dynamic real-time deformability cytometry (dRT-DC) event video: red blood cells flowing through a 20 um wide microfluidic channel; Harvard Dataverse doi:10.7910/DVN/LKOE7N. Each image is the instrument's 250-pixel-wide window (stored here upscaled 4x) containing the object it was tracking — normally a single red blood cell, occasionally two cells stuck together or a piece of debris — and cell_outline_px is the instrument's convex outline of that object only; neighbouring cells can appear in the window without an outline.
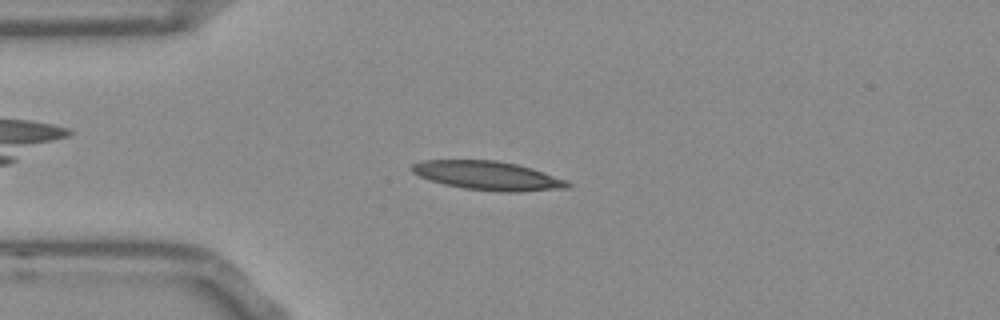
{"species": "Egyptian fruit bat (a non-hibernating species)", "species_latin": "Rousettus aegyptiacus", "temperature_condition": "room temperature", "stored_images_in_passage": 43, "camera_frame_rate_fps": 3000, "um_per_image_px": 0.085, "frame": {"image": 1, "passage_image": 3, "time_ms": 0.667, "image_size_px": [1000, 320], "cell_outline_px": [[572, 184], [568, 188], [520, 192], [500, 192], [464, 188], [444, 184], [420, 176], [412, 172], [408, 168], [412, 164], [420, 160], [496, 160], [516, 164], [532, 168], [564, 180]], "centroid_in_image_um": [41.43, 14.92], "position_along_channel_um": 43.6, "area_um2": 26.13}}
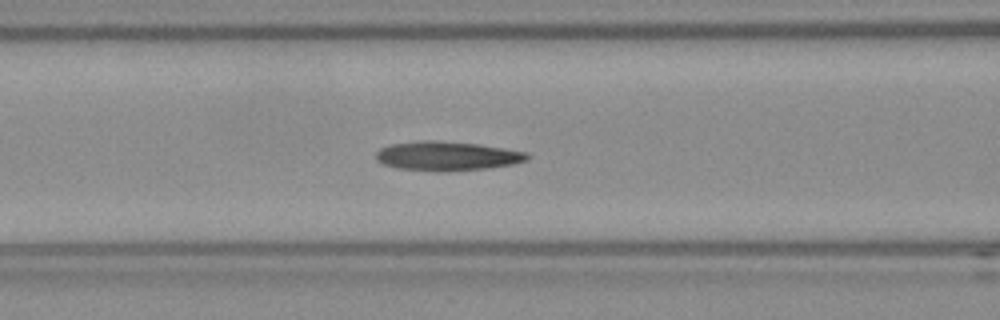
{"frame": {"image": 2, "passage_image": 11, "time_ms": 3.333, "image_size_px": [1000, 320], "cell_outline_px": [[528, 160], [512, 164], [488, 168], [448, 172], [444, 172], [396, 168], [384, 164], [376, 160], [376, 152], [380, 148], [392, 144], [428, 140], [480, 144], [504, 148], [524, 152], [528, 156]], "centroid_in_image_um": [37.98, 13.27], "position_along_channel_um": 128.6, "area_um2": 25.61}}
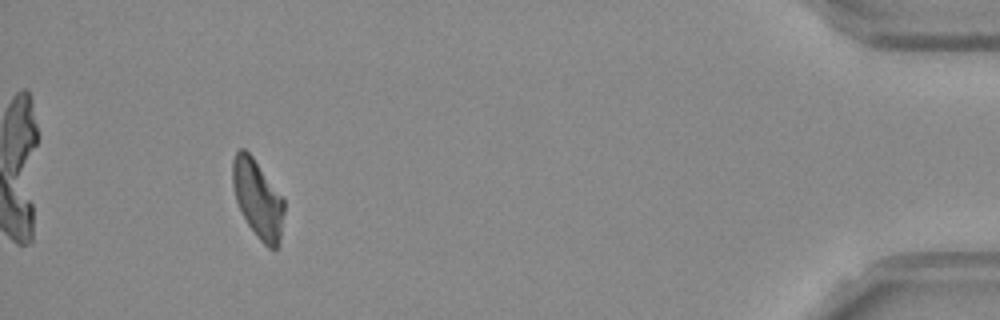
{"frame": {"image": 3, "passage_image": 39, "time_ms": 12.667, "image_size_px": [1000, 320], "cell_outline_px": [[284, 212], [280, 240], [276, 248], [268, 248], [260, 240], [248, 224], [236, 200], [232, 184], [232, 160], [236, 152], [240, 148], [244, 148], [252, 156], [284, 200]], "centroid_in_image_um": [21.9, 16.9], "position_along_channel_um": 413.3, "area_um2": 23.0}, "authors_computed_cell_mechanics": {"area_um2": 24.5072, "velocity_mm_per_s": 3.7891, "shape_relaxation_time_tau1_ms": null, "shape_relaxation_time_tau2_ms": 7.6077, "deformation_change_tau1": null, "deformation_change_tau2": 0.1945}}